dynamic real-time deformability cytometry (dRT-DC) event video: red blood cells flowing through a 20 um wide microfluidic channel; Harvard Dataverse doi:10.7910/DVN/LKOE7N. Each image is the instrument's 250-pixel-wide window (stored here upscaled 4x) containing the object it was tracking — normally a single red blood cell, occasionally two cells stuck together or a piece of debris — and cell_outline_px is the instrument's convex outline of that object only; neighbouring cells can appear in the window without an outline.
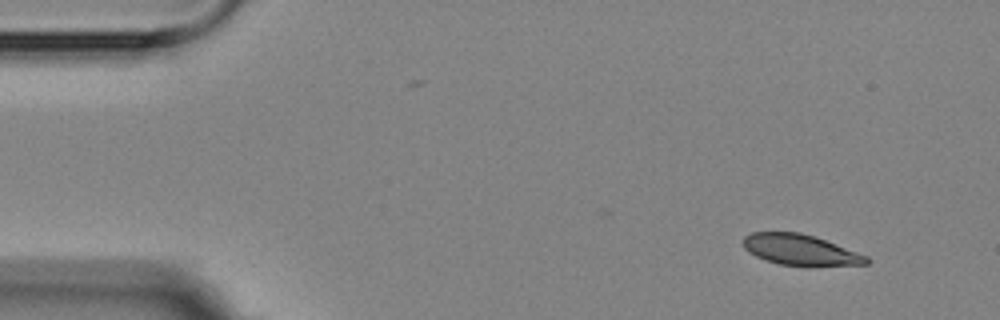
{"species": "Egyptian fruit bat (a non-hibernating species)", "species_latin": "Rousettus aegyptiacus", "temperature_condition": "room temperature", "stored_images_in_passage": 4, "camera_frame_rate_fps": 3000, "um_per_image_px": 0.085, "animal": {"sex": "female"}, "frame": {"image": 1, "passage_image": 1, "time_ms": 0.0, "image_size_px": [1000, 320], "cell_outline_px": [[872, 260], [868, 264], [812, 268], [808, 268], [780, 264], [756, 256], [748, 252], [744, 248], [744, 236], [752, 232], [800, 232], [816, 236], [868, 256]], "centroid_in_image_um": [68.11, 21.27], "position_along_channel_um": 16.9, "area_um2": 22.83}}
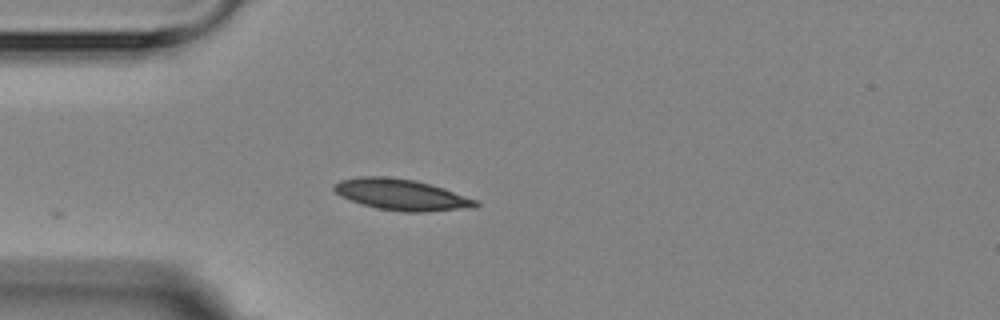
{"frame": {"image": 2, "passage_image": 4, "time_ms": 3.333, "image_size_px": [1000, 320], "cell_outline_px": [[480, 204], [476, 208], [428, 212], [404, 212], [376, 208], [340, 196], [332, 188], [332, 184], [340, 180], [360, 176], [384, 176], [416, 180], [444, 188], [480, 200]], "centroid_in_image_um": [34.19, 16.55], "position_along_channel_um": 50.8, "area_um2": 26.07}}